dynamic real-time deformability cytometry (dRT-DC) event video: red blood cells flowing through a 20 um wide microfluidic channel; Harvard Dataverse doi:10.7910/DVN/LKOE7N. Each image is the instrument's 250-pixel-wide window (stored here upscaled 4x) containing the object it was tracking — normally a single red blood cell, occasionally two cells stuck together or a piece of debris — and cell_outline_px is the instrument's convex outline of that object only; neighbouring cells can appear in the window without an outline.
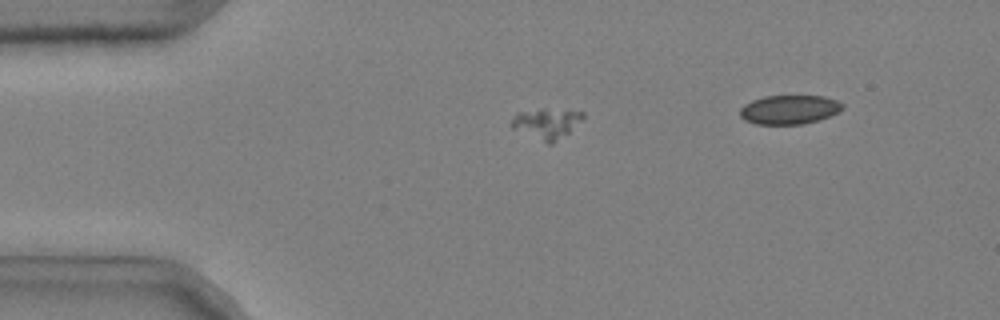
{"species": "common noctule bat (a hibernating species)", "species_latin": "Nyctalus noctula", "temperature_condition": "cold", "stored_images_in_passage": 36, "camera_frame_rate_fps": 3000, "um_per_image_px": 0.085, "animal": {"sex": "male", "body_mass_g": 20.4}, "frame": {"image": 1, "passage_image": 1, "time_ms": 0.0, "image_size_px": [1000, 320], "cell_outline_px": [[584, 116], [568, 132], [552, 144], [548, 144], [512, 128], [512, 120], [516, 112], [584, 112]], "centroid_in_image_um": [46.41, 10.57], "position_along_channel_um": 38.6, "area_um2": 11.44}}
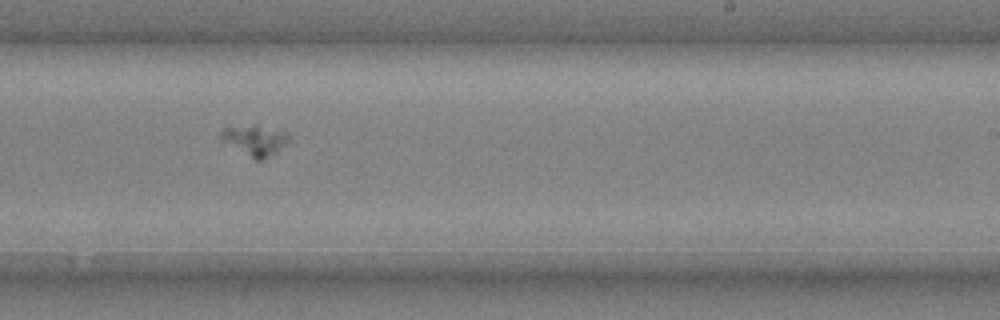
{"frame": {"image": 2, "passage_image": 22, "time_ms": 7.0, "image_size_px": [1000, 320], "cell_outline_px": [[288, 140], [276, 152], [260, 160], [256, 160], [220, 140], [220, 136], [224, 128], [256, 124], [288, 132]], "centroid_in_image_um": [21.66, 11.89], "position_along_channel_um": 267.3, "area_um2": 11.79}}
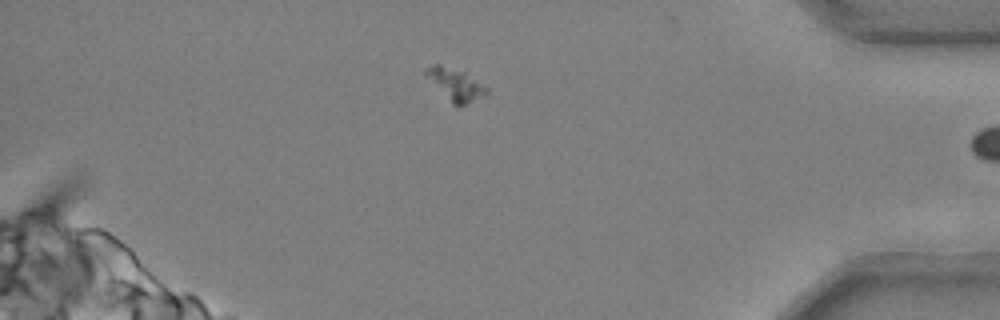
{"frame": {"image": 3, "passage_image": 35, "time_ms": 11.333, "image_size_px": [1000, 320], "cell_outline_px": [[488, 92], [484, 96], [464, 104], [452, 104], [424, 76], [424, 72], [428, 68], [436, 64], [440, 64], [464, 72], [488, 88]], "centroid_in_image_um": [38.69, 7.17], "position_along_channel_um": 396.5, "area_um2": 11.04}}